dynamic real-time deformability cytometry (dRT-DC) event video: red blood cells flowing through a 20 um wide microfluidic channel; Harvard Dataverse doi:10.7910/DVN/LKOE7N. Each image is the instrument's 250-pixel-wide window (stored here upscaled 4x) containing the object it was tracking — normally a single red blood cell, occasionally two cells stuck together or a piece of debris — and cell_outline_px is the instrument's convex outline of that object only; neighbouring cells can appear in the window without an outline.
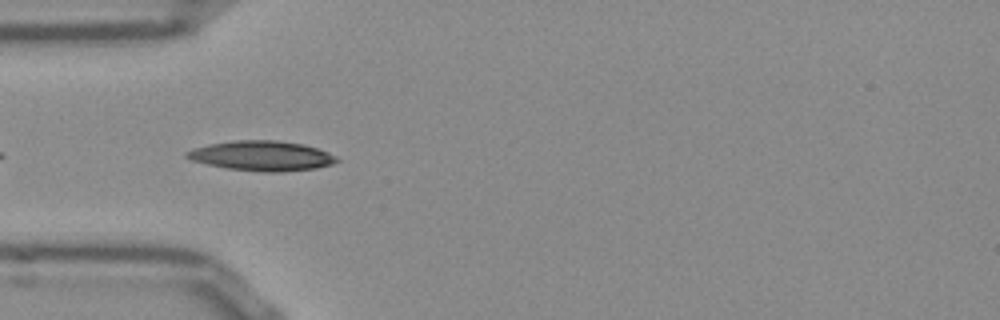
{"species": "Egyptian fruit bat (a non-hibernating species)", "species_latin": "Rousettus aegyptiacus", "temperature_condition": "room temperature", "stored_images_in_passage": 12, "camera_frame_rate_fps": 3000, "um_per_image_px": 0.085, "frame": {"image": 1, "passage_image": 3, "time_ms": 0.667, "image_size_px": [1000, 320], "cell_outline_px": [[340, 160], [332, 164], [316, 168], [280, 172], [264, 172], [228, 168], [208, 164], [192, 160], [184, 156], [184, 152], [192, 148], [208, 144], [236, 140], [276, 140], [304, 144], [328, 152], [336, 156]], "centroid_in_image_um": [22.24, 13.24], "position_along_channel_um": 62.8, "area_um2": 26.13}}